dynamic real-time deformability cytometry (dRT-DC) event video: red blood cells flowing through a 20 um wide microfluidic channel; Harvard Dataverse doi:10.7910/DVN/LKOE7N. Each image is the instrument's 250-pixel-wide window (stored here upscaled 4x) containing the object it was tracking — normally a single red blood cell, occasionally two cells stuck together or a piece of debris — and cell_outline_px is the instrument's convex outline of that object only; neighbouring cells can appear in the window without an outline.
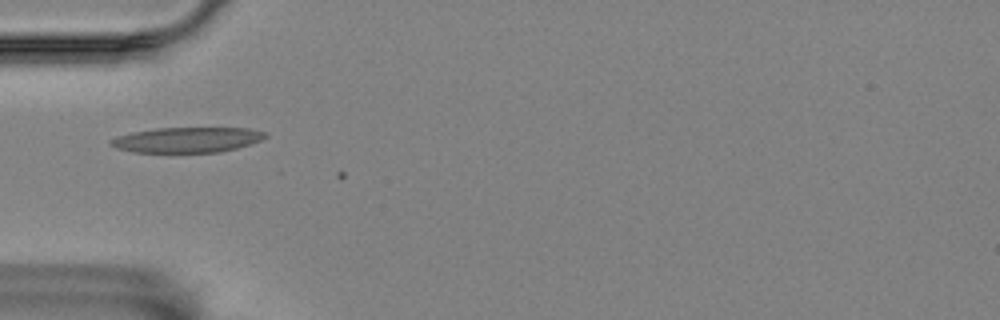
{"species": "Egyptian fruit bat (a non-hibernating species)", "species_latin": "Rousettus aegyptiacus", "temperature_condition": "room temperature", "stored_images_in_passage": 2, "camera_frame_rate_fps": 3000, "um_per_image_px": 0.085, "animal": {"sex": "female"}, "frame": {"image": 1, "passage_image": 1, "time_ms": 0.0, "image_size_px": [1000, 320], "cell_outline_px": [[268, 136], [252, 144], [220, 152], [132, 152], [116, 148], [108, 144], [108, 140], [116, 136], [132, 132], [156, 128], [248, 128], [264, 132]], "centroid_in_image_um": [15.86, 11.88], "position_along_channel_um": 69.1, "area_um2": 22.83}}